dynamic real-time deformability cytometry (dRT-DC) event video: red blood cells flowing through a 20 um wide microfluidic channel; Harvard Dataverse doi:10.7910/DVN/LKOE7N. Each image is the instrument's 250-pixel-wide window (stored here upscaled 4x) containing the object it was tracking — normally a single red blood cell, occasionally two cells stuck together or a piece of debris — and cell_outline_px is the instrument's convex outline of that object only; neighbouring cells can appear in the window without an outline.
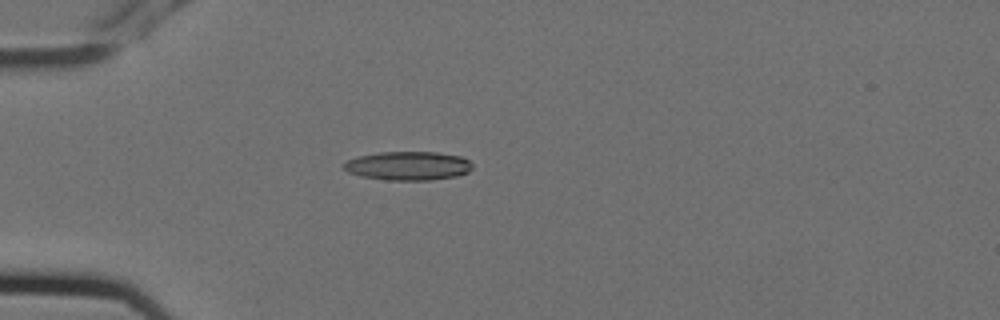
{"species": "Egyptian fruit bat (a non-hibernating species)", "species_latin": "Rousettus aegyptiacus", "temperature_condition": "cold", "stored_images_in_passage": 5, "camera_frame_rate_fps": 3000, "um_per_image_px": 0.085, "animal": {"sex": "female"}, "frame": {"image": 1, "passage_image": 5, "time_ms": 1.333, "image_size_px": [1000, 320], "cell_outline_px": [[472, 168], [468, 172], [456, 176], [428, 180], [384, 180], [360, 176], [348, 172], [344, 168], [344, 164], [348, 160], [356, 156], [380, 152], [436, 152], [460, 156], [468, 160], [472, 164]], "centroid_in_image_um": [34.67, 14.09], "position_along_channel_um": 50.3, "area_um2": 21.56}}